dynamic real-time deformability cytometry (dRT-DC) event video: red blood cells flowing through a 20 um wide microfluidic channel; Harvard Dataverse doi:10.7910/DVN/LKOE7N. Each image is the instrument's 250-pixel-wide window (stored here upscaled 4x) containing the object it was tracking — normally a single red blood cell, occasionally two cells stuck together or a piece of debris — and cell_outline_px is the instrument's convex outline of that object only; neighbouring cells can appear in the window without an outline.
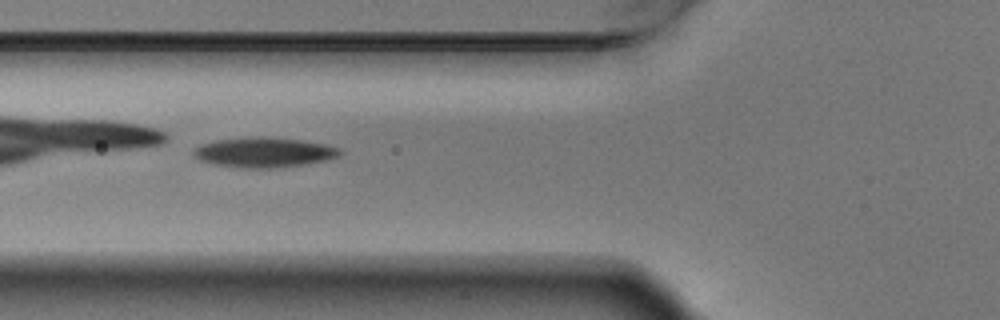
{"species": "Egyptian fruit bat (a non-hibernating species)", "species_latin": "Rousettus aegyptiacus", "temperature_condition": "warm", "stored_images_in_passage": 8, "camera_frame_rate_fps": 3000, "um_per_image_px": 0.085, "animal": {"sex": "male"}, "frame": {"image": 1, "passage_image": 5, "time_ms": 1.333, "image_size_px": [1000, 320], "cell_outline_px": [[344, 152], [340, 156], [328, 160], [304, 164], [268, 168], [244, 168], [216, 164], [200, 160], [192, 152], [200, 144], [216, 140], [260, 136], [300, 140], [324, 144], [340, 148]], "centroid_in_image_um": [22.48, 12.94], "position_along_channel_um": 103.3, "area_um2": 25.32}}
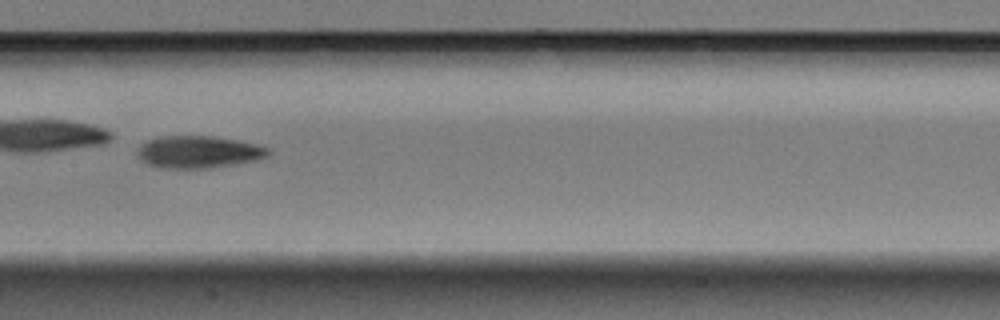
{"frame": {"image": 2, "passage_image": 7, "time_ms": 2.0, "image_size_px": [1000, 320], "cell_outline_px": [[272, 152], [268, 156], [256, 160], [236, 164], [208, 168], [160, 168], [148, 164], [140, 160], [136, 152], [140, 144], [148, 140], [160, 136], [212, 136], [236, 140], [256, 144], [268, 148]], "centroid_in_image_um": [16.85, 12.92], "position_along_channel_um": 190.5, "area_um2": 24.68}}
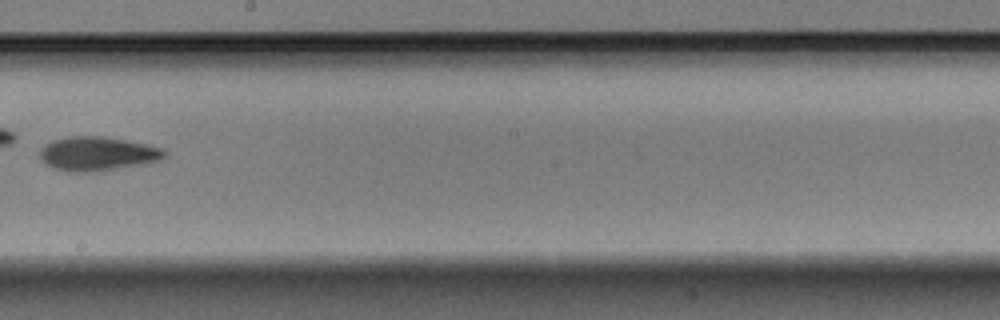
{"frame": {"image": 3, "passage_image": 8, "time_ms": 2.333, "image_size_px": [1000, 320], "cell_outline_px": [[168, 156], [160, 160], [140, 164], [96, 172], [68, 172], [44, 164], [40, 156], [40, 148], [44, 144], [52, 140], [68, 136], [100, 136], [124, 140], [164, 148], [168, 152]], "centroid_in_image_um": [8.27, 13.07], "position_along_channel_um": 239.9, "area_um2": 24.8}}